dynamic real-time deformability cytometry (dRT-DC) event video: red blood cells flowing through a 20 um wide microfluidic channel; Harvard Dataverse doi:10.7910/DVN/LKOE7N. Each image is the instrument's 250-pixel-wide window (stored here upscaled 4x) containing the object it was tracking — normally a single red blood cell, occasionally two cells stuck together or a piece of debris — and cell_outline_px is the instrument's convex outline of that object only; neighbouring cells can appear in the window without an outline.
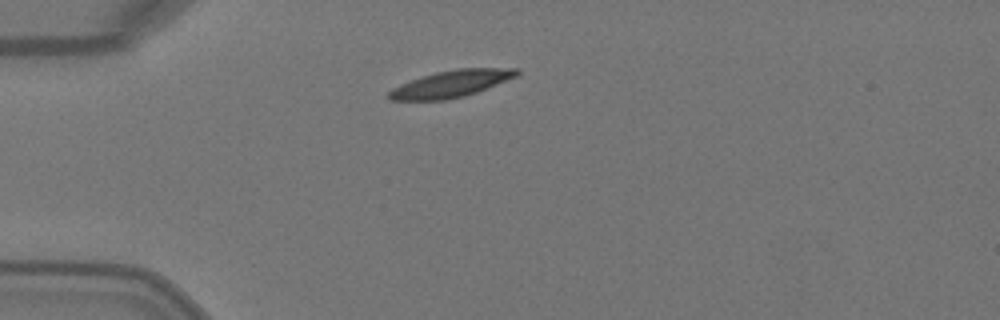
{"species": "Egyptian fruit bat (a non-hibernating species)", "species_latin": "Rousettus aegyptiacus", "temperature_condition": "warm", "stored_images_in_passage": 4, "camera_frame_rate_fps": 3000, "um_per_image_px": 0.085, "animal": {"sex": "female"}, "frame": {"image": 1, "passage_image": 4, "time_ms": 1.0, "image_size_px": [1000, 320], "cell_outline_px": [[520, 72], [516, 76], [476, 92], [464, 96], [444, 100], [388, 100], [384, 96], [392, 88], [400, 84], [436, 72], [456, 68], [520, 68]], "centroid_in_image_um": [38.3, 7.12], "position_along_channel_um": 46.7, "area_um2": 19.88}}